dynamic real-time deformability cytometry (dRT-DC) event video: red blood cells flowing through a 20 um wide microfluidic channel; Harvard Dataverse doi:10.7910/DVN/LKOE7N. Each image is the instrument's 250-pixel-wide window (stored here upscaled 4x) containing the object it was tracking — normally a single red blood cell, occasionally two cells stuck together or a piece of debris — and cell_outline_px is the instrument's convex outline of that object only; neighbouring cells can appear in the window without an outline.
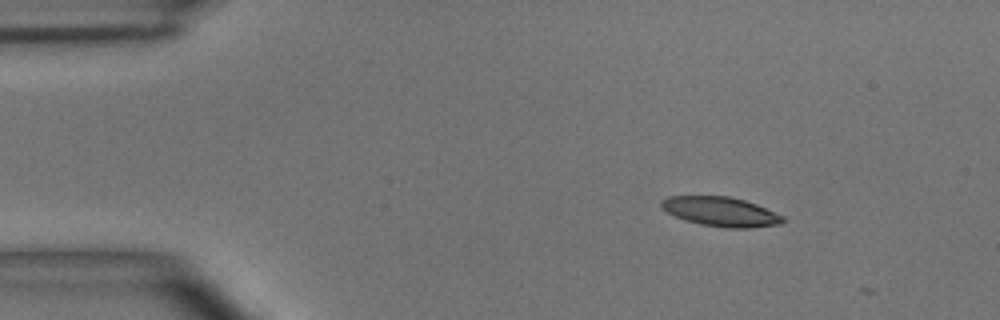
{"species": "common noctule bat (a hibernating species)", "species_latin": "Nyctalus noctula", "temperature_condition": "room temperature", "stored_images_in_passage": 2, "camera_frame_rate_fps": 3000, "um_per_image_px": 0.085, "animal": {"sex": "male", "body_mass_g": 15.6}, "frame": {"image": 1, "passage_image": 1, "time_ms": 0.0, "image_size_px": [1000, 320], "cell_outline_px": [[784, 220], [780, 224], [752, 228], [724, 228], [700, 224], [684, 220], [660, 208], [660, 200], [668, 196], [728, 196], [744, 200], [756, 204], [784, 216]], "centroid_in_image_um": [61.24, 17.99], "position_along_channel_um": 23.8, "area_um2": 20.92}}